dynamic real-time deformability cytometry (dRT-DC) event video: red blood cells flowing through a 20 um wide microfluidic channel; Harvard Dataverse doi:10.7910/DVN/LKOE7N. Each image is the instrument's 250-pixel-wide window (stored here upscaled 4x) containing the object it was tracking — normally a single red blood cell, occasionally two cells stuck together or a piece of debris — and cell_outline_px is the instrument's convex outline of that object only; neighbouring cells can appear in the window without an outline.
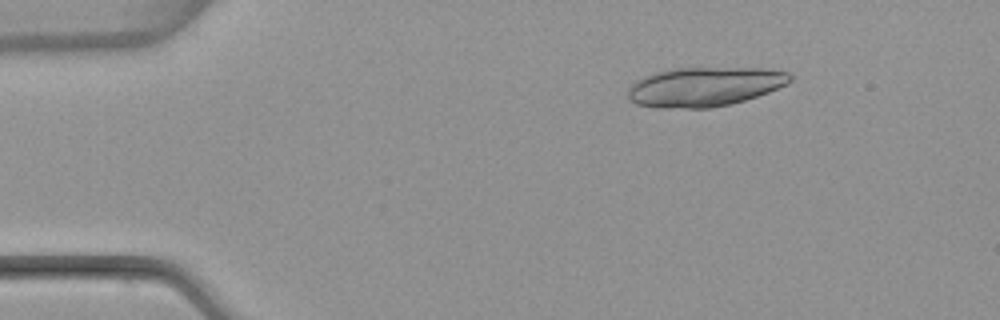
{"species": "common noctule bat (a hibernating species)", "species_latin": "Nyctalus noctula", "temperature_condition": "warm", "stored_images_in_passage": 5, "camera_frame_rate_fps": 3000, "um_per_image_px": 0.085, "animal": {"sex": "female", "body_mass_g": 22.7, "forearm_length_mm": 54.2}, "frame": {"image": 1, "passage_image": 2, "time_ms": 1.333, "image_size_px": [1000, 320], "cell_outline_px": [[792, 80], [788, 84], [768, 92], [732, 104], [712, 108], [656, 108], [636, 104], [628, 100], [628, 88], [636, 80], [644, 76], [656, 72], [676, 68], [768, 68], [788, 72], [792, 76]], "centroid_in_image_um": [59.88, 7.38], "position_along_channel_um": 25.1, "area_um2": 37.45}}
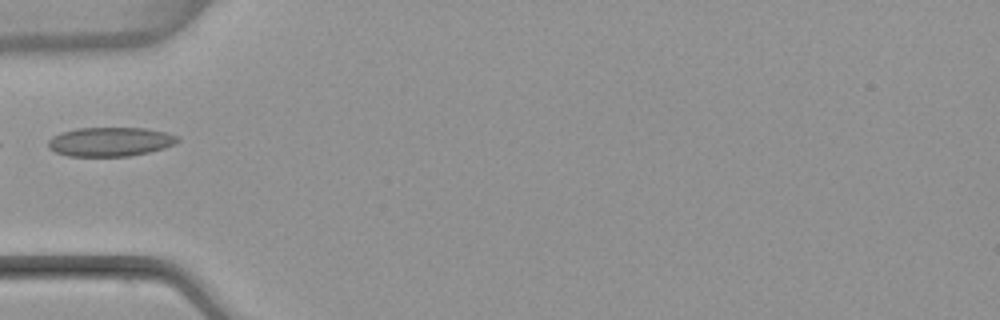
{"frame": {"image": 2, "passage_image": 5, "time_ms": 4.667, "image_size_px": [1000, 320], "cell_outline_px": [[180, 140], [176, 144], [164, 148], [148, 152], [128, 156], [68, 156], [56, 152], [48, 148], [48, 140], [52, 136], [60, 132], [76, 128], [144, 128], [168, 132], [180, 136]], "centroid_in_image_um": [9.39, 12.04], "position_along_channel_um": 75.6, "area_um2": 22.2}}